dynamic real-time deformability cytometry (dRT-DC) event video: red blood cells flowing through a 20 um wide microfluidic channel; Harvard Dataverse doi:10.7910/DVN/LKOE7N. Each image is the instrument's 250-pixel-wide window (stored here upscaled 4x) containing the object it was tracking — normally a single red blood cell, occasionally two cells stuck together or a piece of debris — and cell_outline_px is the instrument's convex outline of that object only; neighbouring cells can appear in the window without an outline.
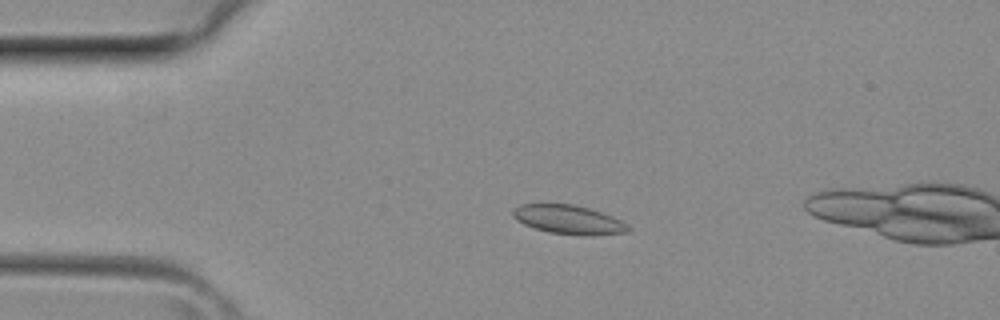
{"species": "common noctule bat (a hibernating species)", "species_latin": "Nyctalus noctula", "temperature_condition": "room temperature", "stored_images_in_passage": 7, "camera_frame_rate_fps": 3000, "um_per_image_px": 0.085, "animal": {"sex": "female", "body_mass_g": 29.2, "forearm_length_mm": 56.3}, "frame": {"image": 1, "passage_image": 4, "time_ms": 1.0, "image_size_px": [1000, 320], "cell_outline_px": [[632, 228], [628, 232], [588, 236], [584, 236], [548, 232], [524, 224], [516, 220], [512, 216], [512, 212], [520, 204], [572, 204], [588, 208], [612, 216], [620, 220]], "centroid_in_image_um": [48.34, 18.68], "position_along_channel_um": 36.7, "area_um2": 19.36}}